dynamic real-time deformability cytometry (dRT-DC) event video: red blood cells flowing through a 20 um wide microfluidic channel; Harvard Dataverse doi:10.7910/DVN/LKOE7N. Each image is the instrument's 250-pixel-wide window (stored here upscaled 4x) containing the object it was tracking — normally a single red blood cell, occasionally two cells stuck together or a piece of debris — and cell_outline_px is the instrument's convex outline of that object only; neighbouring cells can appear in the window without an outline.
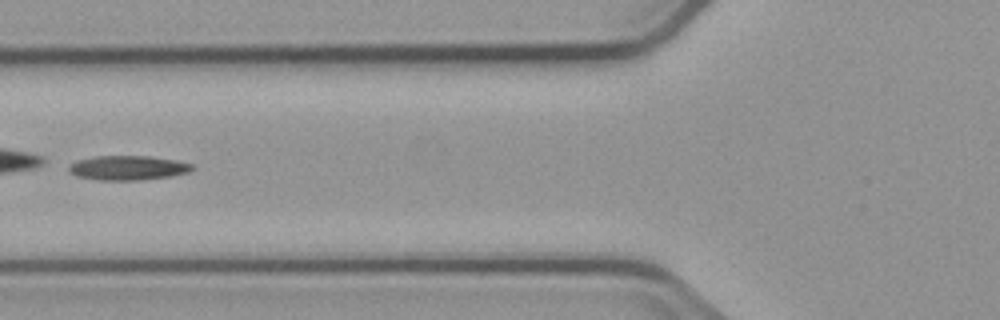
{"species": "common noctule bat (a hibernating species)", "species_latin": "Nyctalus noctula", "temperature_condition": "cold", "stored_images_in_passage": 3, "camera_frame_rate_fps": 3000, "um_per_image_px": 0.085, "animal": {"sex": "male", "body_mass_g": 23.1, "forearm_length_mm": 52.7}, "frame": {"image": 1, "passage_image": 3, "time_ms": 2.333, "image_size_px": [1000, 320], "cell_outline_px": [[196, 168], [188, 172], [172, 176], [136, 180], [100, 180], [76, 176], [68, 172], [68, 168], [76, 160], [96, 156], [148, 156], [176, 160], [192, 164]], "centroid_in_image_um": [10.87, 14.26], "position_along_channel_um": 114.9, "area_um2": 17.57}}